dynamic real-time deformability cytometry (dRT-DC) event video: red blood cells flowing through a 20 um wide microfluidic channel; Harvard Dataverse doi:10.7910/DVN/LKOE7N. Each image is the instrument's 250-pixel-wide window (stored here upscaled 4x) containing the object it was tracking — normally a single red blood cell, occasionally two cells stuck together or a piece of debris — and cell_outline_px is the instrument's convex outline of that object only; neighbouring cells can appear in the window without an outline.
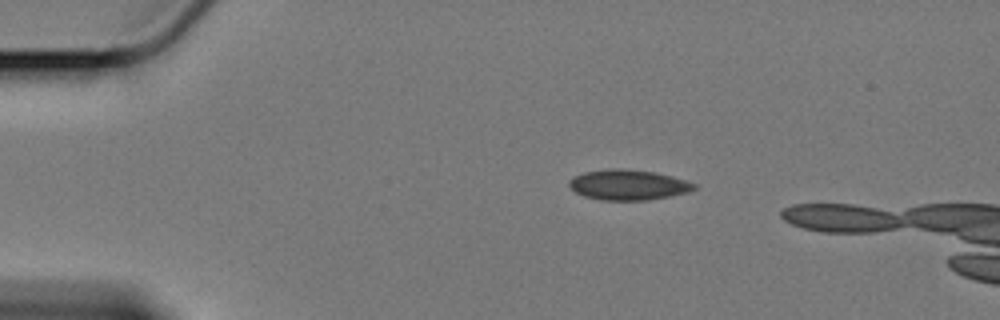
{"species": "Egyptian fruit bat (a non-hibernating species)", "species_latin": "Rousettus aegyptiacus", "temperature_condition": "cold", "stored_images_in_passage": 6, "camera_frame_rate_fps": 3000, "um_per_image_px": 0.085, "animal": {"sex": "female"}, "frame": {"image": 1, "passage_image": 1, "time_ms": 0.0, "image_size_px": [1000, 320], "cell_outline_px": [[696, 188], [688, 192], [672, 196], [648, 200], [600, 200], [584, 196], [576, 192], [568, 184], [568, 180], [584, 172], [612, 168], [628, 168], [652, 172], [672, 176], [696, 184]], "centroid_in_image_um": [53.4, 15.71], "position_along_channel_um": 31.6, "area_um2": 22.08}}